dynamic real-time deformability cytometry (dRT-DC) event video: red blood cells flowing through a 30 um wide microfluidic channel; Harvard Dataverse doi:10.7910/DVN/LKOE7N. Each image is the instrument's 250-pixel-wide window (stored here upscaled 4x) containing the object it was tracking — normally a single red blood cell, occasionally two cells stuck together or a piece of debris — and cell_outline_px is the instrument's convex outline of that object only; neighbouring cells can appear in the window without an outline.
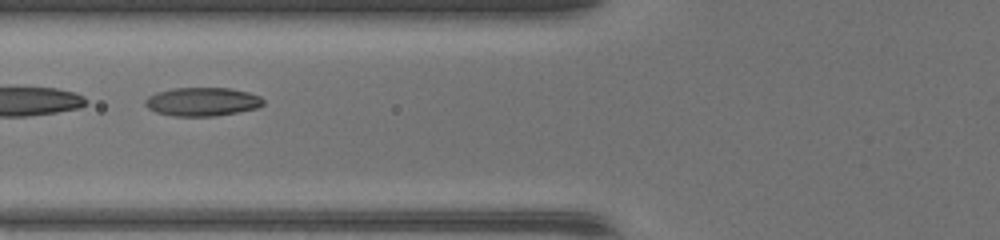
{"species": "common noctule bat (a hibernating species)", "species_latin": "Nyctalus noctula", "temperature_condition": "warm", "stored_images_in_passage": 42, "segment_of_instrument_passage": [2, 2], "camera_frame_rate_fps": 3000, "um_per_image_px": 0.085, "animal": {"sex": "female", "body_mass_g": 17.0, "forearm_length_mm": 48.0}, "frame": {"image": 1, "passage_image": 15, "time_ms": 4.667, "image_size_px": [1000, 240], "cell_outline_px": [[264, 104], [256, 108], [216, 116], [172, 116], [156, 112], [148, 108], [144, 104], [144, 100], [148, 96], [156, 92], [172, 88], [228, 88], [248, 92], [260, 96], [264, 100]], "centroid_in_image_um": [17.16, 8.64], "position_along_channel_um": 108.6, "area_um2": 19.71}}
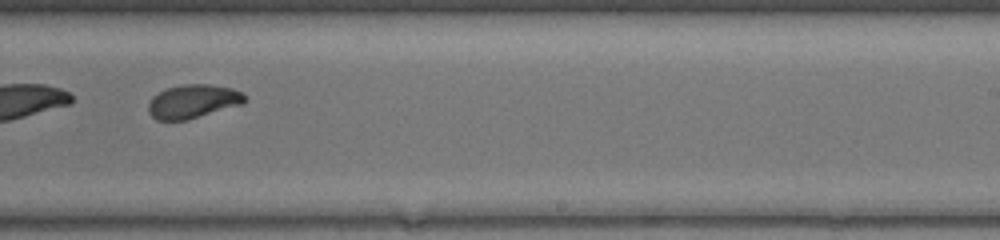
{"frame": {"image": 2, "passage_image": 26, "time_ms": 8.333, "image_size_px": [1000, 240], "cell_outline_px": [[248, 100], [240, 104], [188, 120], [156, 120], [148, 112], [148, 104], [152, 96], [168, 88], [184, 84], [212, 84], [232, 88], [248, 96]], "centroid_in_image_um": [16.4, 8.61], "position_along_channel_um": 272.6, "area_um2": 18.9}}
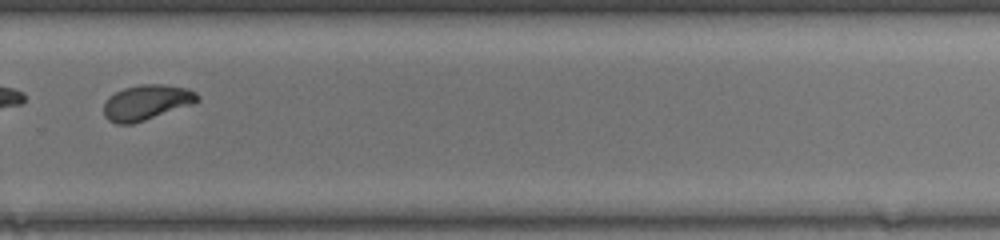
{"frame": {"image": 3, "passage_image": 29, "time_ms": 9.333, "image_size_px": [1000, 240], "cell_outline_px": [[200, 100], [192, 104], [132, 124], [116, 124], [108, 120], [104, 116], [104, 104], [108, 96], [124, 88], [140, 84], [164, 84], [188, 88], [196, 92], [200, 96]], "centroid_in_image_um": [12.45, 8.69], "position_along_channel_um": 317.3, "area_um2": 19.25}}